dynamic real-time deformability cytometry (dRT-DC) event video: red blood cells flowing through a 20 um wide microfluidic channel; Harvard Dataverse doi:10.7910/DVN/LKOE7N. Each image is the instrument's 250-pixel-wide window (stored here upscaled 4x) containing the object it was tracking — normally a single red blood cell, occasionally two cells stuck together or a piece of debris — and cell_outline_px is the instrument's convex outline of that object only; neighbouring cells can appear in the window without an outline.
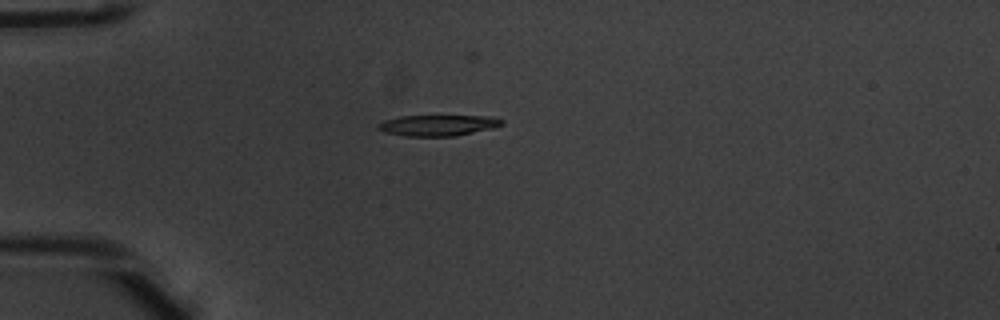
{"species": "common noctule bat (a hibernating species)", "species_latin": "Nyctalus noctula", "temperature_condition": "warm", "stored_images_in_passage": 6, "camera_frame_rate_fps": 3000, "um_per_image_px": 0.085, "animal": {"sex": "male", "body_mass_g": 20.1, "forearm_length_mm": 53.5}, "frame": {"image": 1, "passage_image": 3, "time_ms": 0.667, "image_size_px": [1000, 320], "cell_outline_px": [[504, 124], [492, 128], [456, 136], [404, 136], [384, 132], [376, 128], [376, 124], [384, 120], [400, 116], [488, 116], [504, 120]], "centroid_in_image_um": [37.19, 10.65], "position_along_channel_um": 47.8, "area_um2": 15.14}}